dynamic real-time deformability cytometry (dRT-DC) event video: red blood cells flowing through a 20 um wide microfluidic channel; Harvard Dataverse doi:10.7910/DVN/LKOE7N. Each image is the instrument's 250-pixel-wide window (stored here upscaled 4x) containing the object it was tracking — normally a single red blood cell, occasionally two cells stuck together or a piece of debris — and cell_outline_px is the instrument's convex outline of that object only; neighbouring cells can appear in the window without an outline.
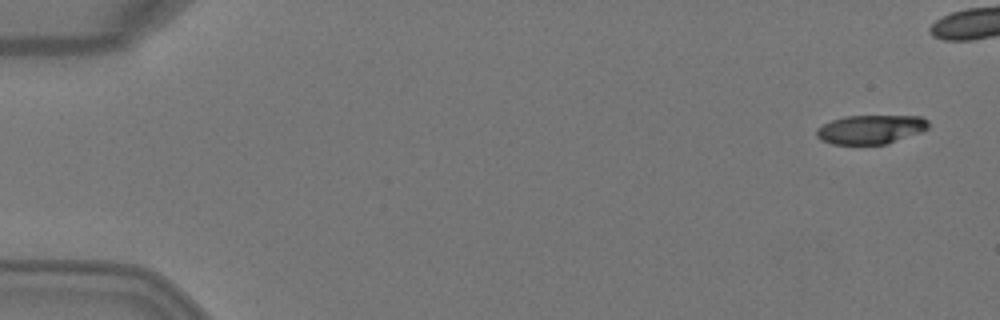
{"species": "Egyptian fruit bat (a non-hibernating species)", "species_latin": "Rousettus aegyptiacus", "temperature_condition": "warm", "stored_images_in_passage": 5, "camera_frame_rate_fps": 3000, "um_per_image_px": 0.085, "animal": {"sex": "female"}, "frame": {"image": 1, "passage_image": 1, "time_ms": 0.0, "image_size_px": [1000, 320], "cell_outline_px": [[928, 128], [920, 132], [884, 144], [832, 144], [816, 136], [816, 128], [832, 120], [844, 116], [920, 116], [928, 120]], "centroid_in_image_um": [73.99, 10.99], "position_along_channel_um": 11.0, "area_um2": 18.61}}